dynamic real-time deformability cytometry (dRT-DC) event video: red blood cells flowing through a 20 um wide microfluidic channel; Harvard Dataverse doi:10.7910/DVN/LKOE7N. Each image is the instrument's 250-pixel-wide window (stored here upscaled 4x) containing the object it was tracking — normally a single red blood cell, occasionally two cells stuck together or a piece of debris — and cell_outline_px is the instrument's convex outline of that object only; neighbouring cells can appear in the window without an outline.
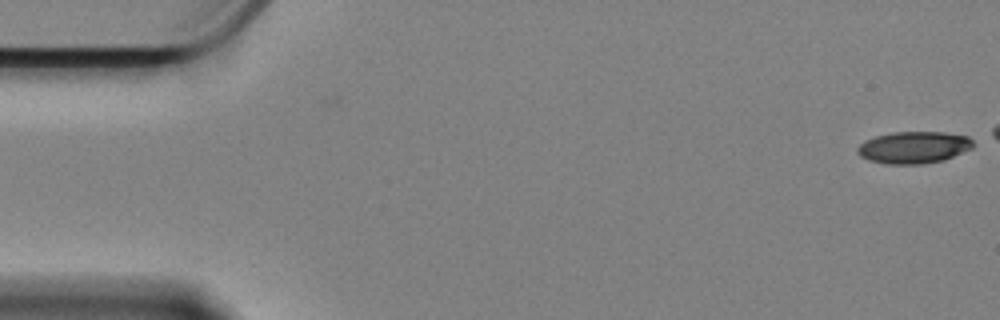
{"species": "Egyptian fruit bat (a non-hibernating species)", "species_latin": "Rousettus aegyptiacus", "temperature_condition": "cold", "stored_images_in_passage": 2, "camera_frame_rate_fps": 3000, "um_per_image_px": 0.085, "animal": {"sex": "female"}, "frame": {"image": 1, "passage_image": 2, "time_ms": 0.333, "image_size_px": [1000, 320], "cell_outline_px": [[972, 148], [944, 160], [924, 164], [888, 164], [868, 160], [860, 156], [856, 152], [856, 148], [864, 140], [876, 136], [892, 132], [944, 132], [968, 136], [972, 140]], "centroid_in_image_um": [77.64, 12.53], "position_along_channel_um": 7.4, "area_um2": 21.62}}